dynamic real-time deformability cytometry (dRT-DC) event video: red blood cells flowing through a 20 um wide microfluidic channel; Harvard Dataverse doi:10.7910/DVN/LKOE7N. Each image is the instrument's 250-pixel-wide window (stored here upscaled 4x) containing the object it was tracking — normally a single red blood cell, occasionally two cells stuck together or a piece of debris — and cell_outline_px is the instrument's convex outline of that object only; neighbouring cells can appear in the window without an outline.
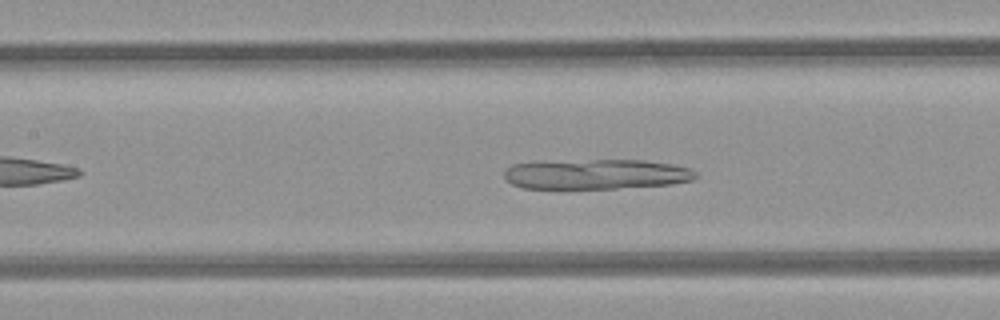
{"species": "common noctule bat (a hibernating species)", "species_latin": "Nyctalus noctula", "temperature_condition": "room temperature", "stored_images_in_passage": 42, "camera_frame_rate_fps": 3000, "um_per_image_px": 0.085, "animal": {"sex": "female", "body_mass_g": 21.9}, "frame": {"image": 1, "passage_image": 15, "time_ms": 4.667, "image_size_px": [1000, 320], "cell_outline_px": [[696, 176], [692, 180], [672, 184], [616, 188], [524, 188], [512, 184], [504, 180], [504, 172], [512, 164], [592, 160], [644, 160], [672, 164], [688, 168], [696, 172]], "centroid_in_image_um": [50.7, 14.81], "position_along_channel_um": 156.7, "area_um2": 33.06}}
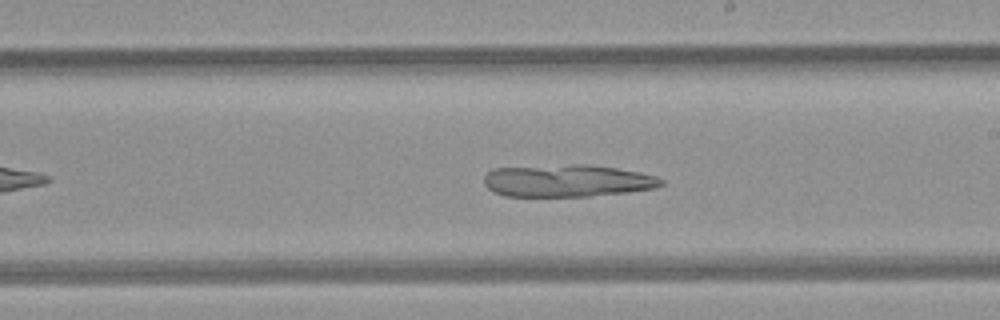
{"frame": {"image": 2, "passage_image": 21, "time_ms": 6.667, "image_size_px": [1000, 320], "cell_outline_px": [[664, 184], [656, 188], [624, 192], [588, 196], [504, 196], [492, 192], [484, 184], [484, 176], [492, 168], [572, 164], [588, 164], [616, 168], [640, 172], [656, 176], [664, 180]], "centroid_in_image_um": [48.2, 15.36], "position_along_channel_um": 240.8, "area_um2": 33.47}}
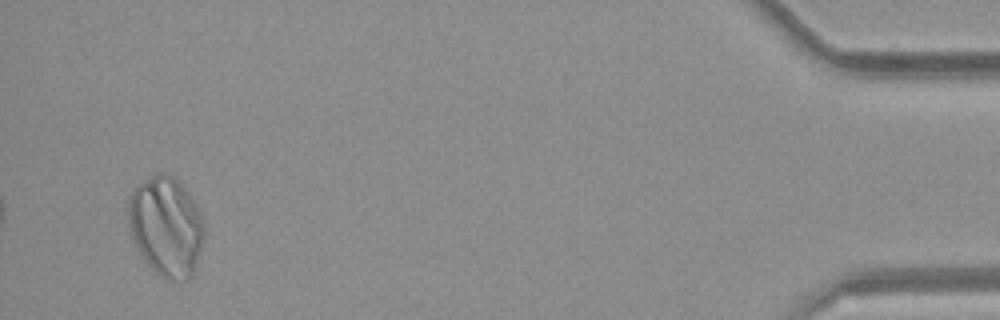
{"frame": {"image": 3, "passage_image": 40, "time_ms": 13.0, "image_size_px": [1000, 320], "cell_outline_px": [[204, 240], [192, 276], [188, 280], [164, 280], [148, 264], [132, 240], [128, 228], [128, 196], [136, 184], [160, 172], [164, 172], [172, 176], [192, 196], [204, 220]], "centroid_in_image_um": [14.11, 19.24], "position_along_channel_um": 421.1, "area_um2": 44.51}}